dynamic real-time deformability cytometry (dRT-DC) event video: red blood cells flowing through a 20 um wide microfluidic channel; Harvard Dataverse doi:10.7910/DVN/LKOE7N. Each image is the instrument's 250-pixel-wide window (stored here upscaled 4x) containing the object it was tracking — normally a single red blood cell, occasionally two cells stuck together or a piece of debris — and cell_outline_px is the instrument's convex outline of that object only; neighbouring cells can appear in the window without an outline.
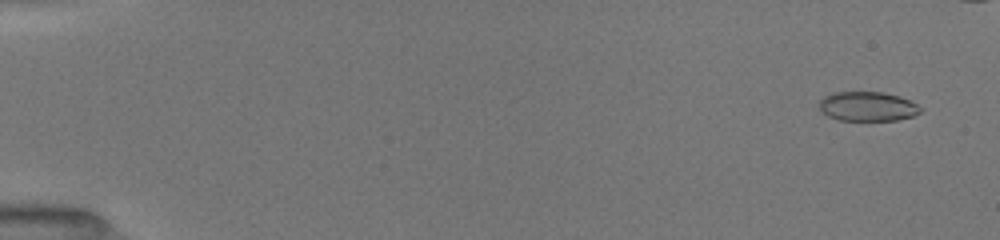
{"species": "common noctule bat (a hibernating species)", "species_latin": "Nyctalus noctula", "temperature_condition": "room temperature", "stored_images_in_passage": 46, "camera_frame_rate_fps": 3000, "um_per_image_px": 0.085, "animal": {"sex": "female", "body_mass_g": 19.5, "forearm_length_mm": 54.1}, "frame": {"image": 1, "passage_image": 3, "time_ms": 0.667, "image_size_px": [1000, 240], "cell_outline_px": [[920, 112], [912, 116], [896, 120], [836, 120], [828, 116], [820, 108], [820, 100], [824, 96], [832, 92], [880, 92], [900, 96], [916, 104], [920, 108]], "centroid_in_image_um": [73.71, 9.04], "position_along_channel_um": 11.3, "area_um2": 17.17}}
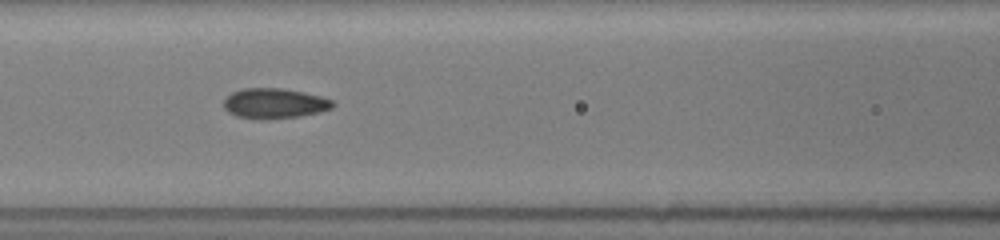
{"frame": {"image": 2, "passage_image": 24, "time_ms": 7.667, "image_size_px": [1000, 240], "cell_outline_px": [[336, 104], [332, 108], [320, 112], [300, 116], [268, 120], [256, 120], [236, 116], [228, 112], [224, 108], [224, 100], [232, 92], [244, 88], [284, 88], [304, 92], [320, 96], [332, 100]], "centroid_in_image_um": [23.33, 8.8], "position_along_channel_um": 143.3, "area_um2": 19.48}}
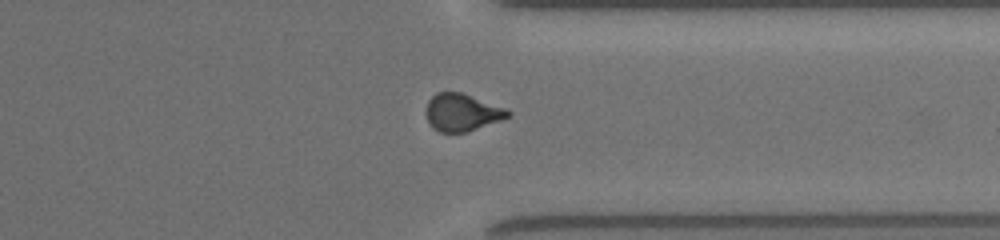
{"frame": {"image": 3, "passage_image": 41, "time_ms": 13.333, "image_size_px": [1000, 240], "cell_outline_px": [[512, 116], [504, 120], [468, 132], [440, 132], [432, 128], [424, 112], [428, 100], [436, 92], [460, 92], [508, 108], [512, 112]], "centroid_in_image_um": [39.31, 9.56], "position_along_channel_um": 372.1, "area_um2": 18.32}}